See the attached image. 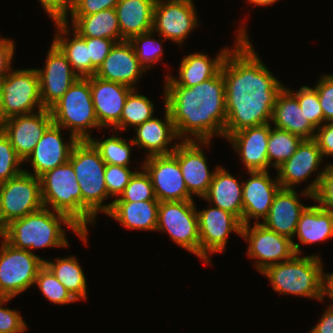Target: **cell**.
Returning <instances> with one entry per match:
<instances>
[{"label":"cell","instance_id":"1f68e13d","mask_svg":"<svg viewBox=\"0 0 333 333\" xmlns=\"http://www.w3.org/2000/svg\"><path fill=\"white\" fill-rule=\"evenodd\" d=\"M68 25V20L55 22L57 31L52 42L62 51L72 70L80 78L91 77L92 63L91 58H89V47H87L86 41L75 31H72L71 36L73 35V37L68 38L71 31Z\"/></svg>","mask_w":333,"mask_h":333},{"label":"cell","instance_id":"2e32d148","mask_svg":"<svg viewBox=\"0 0 333 333\" xmlns=\"http://www.w3.org/2000/svg\"><path fill=\"white\" fill-rule=\"evenodd\" d=\"M178 142L172 155L178 160L186 188L192 197L195 195L203 199L209 191L215 170L209 171L207 158L201 148L209 147L211 142L195 140H178Z\"/></svg>","mask_w":333,"mask_h":333},{"label":"cell","instance_id":"db71d44e","mask_svg":"<svg viewBox=\"0 0 333 333\" xmlns=\"http://www.w3.org/2000/svg\"><path fill=\"white\" fill-rule=\"evenodd\" d=\"M309 333H333V303L327 307L318 323L312 327Z\"/></svg>","mask_w":333,"mask_h":333},{"label":"cell","instance_id":"ba28073f","mask_svg":"<svg viewBox=\"0 0 333 333\" xmlns=\"http://www.w3.org/2000/svg\"><path fill=\"white\" fill-rule=\"evenodd\" d=\"M0 247V297L14 298L35 284L44 259L17 249L3 238Z\"/></svg>","mask_w":333,"mask_h":333},{"label":"cell","instance_id":"f546056e","mask_svg":"<svg viewBox=\"0 0 333 333\" xmlns=\"http://www.w3.org/2000/svg\"><path fill=\"white\" fill-rule=\"evenodd\" d=\"M156 0H120L116 7L121 41L152 31Z\"/></svg>","mask_w":333,"mask_h":333},{"label":"cell","instance_id":"d590c367","mask_svg":"<svg viewBox=\"0 0 333 333\" xmlns=\"http://www.w3.org/2000/svg\"><path fill=\"white\" fill-rule=\"evenodd\" d=\"M133 89L125 102L120 121L113 127L116 131L127 130L128 127L134 128L141 125L153 117L154 103L145 95L138 94Z\"/></svg>","mask_w":333,"mask_h":333},{"label":"cell","instance_id":"277c9868","mask_svg":"<svg viewBox=\"0 0 333 333\" xmlns=\"http://www.w3.org/2000/svg\"><path fill=\"white\" fill-rule=\"evenodd\" d=\"M262 275L266 276L273 290L280 294H290L325 299L329 293V283L333 273H324L320 256L295 254L291 259L268 266Z\"/></svg>","mask_w":333,"mask_h":333},{"label":"cell","instance_id":"f5cc1de1","mask_svg":"<svg viewBox=\"0 0 333 333\" xmlns=\"http://www.w3.org/2000/svg\"><path fill=\"white\" fill-rule=\"evenodd\" d=\"M15 45L11 38H0V81L13 69Z\"/></svg>","mask_w":333,"mask_h":333},{"label":"cell","instance_id":"7bdbcfd3","mask_svg":"<svg viewBox=\"0 0 333 333\" xmlns=\"http://www.w3.org/2000/svg\"><path fill=\"white\" fill-rule=\"evenodd\" d=\"M298 100L306 119L315 128L324 124V114L320 105L317 91L308 86H301L298 91L288 89Z\"/></svg>","mask_w":333,"mask_h":333},{"label":"cell","instance_id":"11a10c76","mask_svg":"<svg viewBox=\"0 0 333 333\" xmlns=\"http://www.w3.org/2000/svg\"><path fill=\"white\" fill-rule=\"evenodd\" d=\"M9 223L6 221V218L3 214L2 206H1V195H0V237L2 238L8 229Z\"/></svg>","mask_w":333,"mask_h":333},{"label":"cell","instance_id":"4fadbf2b","mask_svg":"<svg viewBox=\"0 0 333 333\" xmlns=\"http://www.w3.org/2000/svg\"><path fill=\"white\" fill-rule=\"evenodd\" d=\"M195 10L193 0H156L152 31L181 45L198 26Z\"/></svg>","mask_w":333,"mask_h":333},{"label":"cell","instance_id":"9f6ffc18","mask_svg":"<svg viewBox=\"0 0 333 333\" xmlns=\"http://www.w3.org/2000/svg\"><path fill=\"white\" fill-rule=\"evenodd\" d=\"M7 119L8 118L6 117V114L4 112V104H3V100H2V90H1V85H0V129L3 128Z\"/></svg>","mask_w":333,"mask_h":333},{"label":"cell","instance_id":"60d3db41","mask_svg":"<svg viewBox=\"0 0 333 333\" xmlns=\"http://www.w3.org/2000/svg\"><path fill=\"white\" fill-rule=\"evenodd\" d=\"M34 285L39 287L45 298L56 305L77 301L45 265L39 270Z\"/></svg>","mask_w":333,"mask_h":333},{"label":"cell","instance_id":"681fc988","mask_svg":"<svg viewBox=\"0 0 333 333\" xmlns=\"http://www.w3.org/2000/svg\"><path fill=\"white\" fill-rule=\"evenodd\" d=\"M120 0H73L71 16H87L115 8Z\"/></svg>","mask_w":333,"mask_h":333},{"label":"cell","instance_id":"7dc6e473","mask_svg":"<svg viewBox=\"0 0 333 333\" xmlns=\"http://www.w3.org/2000/svg\"><path fill=\"white\" fill-rule=\"evenodd\" d=\"M318 94L324 114V123L333 121V74H325L313 87Z\"/></svg>","mask_w":333,"mask_h":333},{"label":"cell","instance_id":"d4e9b609","mask_svg":"<svg viewBox=\"0 0 333 333\" xmlns=\"http://www.w3.org/2000/svg\"><path fill=\"white\" fill-rule=\"evenodd\" d=\"M164 110V121L153 116L151 119L134 128L136 136L134 139L131 138V140L139 148L147 150L146 158L172 154L177 147L178 142L173 144L174 146L171 145L169 147L170 143L172 144L175 139L179 138L176 134L169 109L164 106Z\"/></svg>","mask_w":333,"mask_h":333},{"label":"cell","instance_id":"d6a6232c","mask_svg":"<svg viewBox=\"0 0 333 333\" xmlns=\"http://www.w3.org/2000/svg\"><path fill=\"white\" fill-rule=\"evenodd\" d=\"M301 244H314L333 237V213L315 204L301 213L295 231Z\"/></svg>","mask_w":333,"mask_h":333},{"label":"cell","instance_id":"44dd1931","mask_svg":"<svg viewBox=\"0 0 333 333\" xmlns=\"http://www.w3.org/2000/svg\"><path fill=\"white\" fill-rule=\"evenodd\" d=\"M271 123L249 127L230 134L226 139L232 144L248 172L269 171L267 154Z\"/></svg>","mask_w":333,"mask_h":333},{"label":"cell","instance_id":"4316f807","mask_svg":"<svg viewBox=\"0 0 333 333\" xmlns=\"http://www.w3.org/2000/svg\"><path fill=\"white\" fill-rule=\"evenodd\" d=\"M229 51L228 47L223 48L213 60L199 52L184 56L178 70L179 78L169 73L165 77L164 86L192 87L214 77L221 70Z\"/></svg>","mask_w":333,"mask_h":333},{"label":"cell","instance_id":"f1b7e54d","mask_svg":"<svg viewBox=\"0 0 333 333\" xmlns=\"http://www.w3.org/2000/svg\"><path fill=\"white\" fill-rule=\"evenodd\" d=\"M204 200L237 216L242 222L243 183L223 167H216L209 191Z\"/></svg>","mask_w":333,"mask_h":333},{"label":"cell","instance_id":"7402d4cb","mask_svg":"<svg viewBox=\"0 0 333 333\" xmlns=\"http://www.w3.org/2000/svg\"><path fill=\"white\" fill-rule=\"evenodd\" d=\"M91 97L101 127H114L121 119L123 107L131 87L121 83L90 77Z\"/></svg>","mask_w":333,"mask_h":333},{"label":"cell","instance_id":"8fae6325","mask_svg":"<svg viewBox=\"0 0 333 333\" xmlns=\"http://www.w3.org/2000/svg\"><path fill=\"white\" fill-rule=\"evenodd\" d=\"M2 100L7 118L44 109L40 96L39 76L34 69L11 70L1 81Z\"/></svg>","mask_w":333,"mask_h":333},{"label":"cell","instance_id":"83f0119b","mask_svg":"<svg viewBox=\"0 0 333 333\" xmlns=\"http://www.w3.org/2000/svg\"><path fill=\"white\" fill-rule=\"evenodd\" d=\"M271 122L274 127L286 130L303 140L314 139L316 129L306 119L297 98L285 86L273 107Z\"/></svg>","mask_w":333,"mask_h":333},{"label":"cell","instance_id":"f907efd6","mask_svg":"<svg viewBox=\"0 0 333 333\" xmlns=\"http://www.w3.org/2000/svg\"><path fill=\"white\" fill-rule=\"evenodd\" d=\"M54 22H65L73 8V0H38Z\"/></svg>","mask_w":333,"mask_h":333},{"label":"cell","instance_id":"ac0fdd59","mask_svg":"<svg viewBox=\"0 0 333 333\" xmlns=\"http://www.w3.org/2000/svg\"><path fill=\"white\" fill-rule=\"evenodd\" d=\"M52 123L50 110L40 109L34 113L8 118L2 131L24 162Z\"/></svg>","mask_w":333,"mask_h":333},{"label":"cell","instance_id":"ee69618b","mask_svg":"<svg viewBox=\"0 0 333 333\" xmlns=\"http://www.w3.org/2000/svg\"><path fill=\"white\" fill-rule=\"evenodd\" d=\"M23 160L17 155L7 135L0 129V184L22 173Z\"/></svg>","mask_w":333,"mask_h":333},{"label":"cell","instance_id":"7a4b0ae2","mask_svg":"<svg viewBox=\"0 0 333 333\" xmlns=\"http://www.w3.org/2000/svg\"><path fill=\"white\" fill-rule=\"evenodd\" d=\"M164 104L169 109L181 141H211L224 137L226 124L225 82L221 70L192 87L164 86Z\"/></svg>","mask_w":333,"mask_h":333},{"label":"cell","instance_id":"6f0895ef","mask_svg":"<svg viewBox=\"0 0 333 333\" xmlns=\"http://www.w3.org/2000/svg\"><path fill=\"white\" fill-rule=\"evenodd\" d=\"M248 1V3H250L251 5H257V6H268V5H272L276 2H278L279 0H246Z\"/></svg>","mask_w":333,"mask_h":333},{"label":"cell","instance_id":"816d5d0a","mask_svg":"<svg viewBox=\"0 0 333 333\" xmlns=\"http://www.w3.org/2000/svg\"><path fill=\"white\" fill-rule=\"evenodd\" d=\"M314 140L317 142L323 158L333 156V121L326 122L317 128Z\"/></svg>","mask_w":333,"mask_h":333},{"label":"cell","instance_id":"6da1fadb","mask_svg":"<svg viewBox=\"0 0 333 333\" xmlns=\"http://www.w3.org/2000/svg\"><path fill=\"white\" fill-rule=\"evenodd\" d=\"M245 28L237 29L236 45L221 66L225 82V138L245 128L271 123L277 96L285 87L261 61Z\"/></svg>","mask_w":333,"mask_h":333},{"label":"cell","instance_id":"e0dca14e","mask_svg":"<svg viewBox=\"0 0 333 333\" xmlns=\"http://www.w3.org/2000/svg\"><path fill=\"white\" fill-rule=\"evenodd\" d=\"M45 61V66L36 70L43 108L50 109L80 77L72 70L65 55L53 42Z\"/></svg>","mask_w":333,"mask_h":333},{"label":"cell","instance_id":"e575fe53","mask_svg":"<svg viewBox=\"0 0 333 333\" xmlns=\"http://www.w3.org/2000/svg\"><path fill=\"white\" fill-rule=\"evenodd\" d=\"M74 256L44 260V265L54 274L57 280L78 300L87 299L86 275Z\"/></svg>","mask_w":333,"mask_h":333},{"label":"cell","instance_id":"5b68a950","mask_svg":"<svg viewBox=\"0 0 333 333\" xmlns=\"http://www.w3.org/2000/svg\"><path fill=\"white\" fill-rule=\"evenodd\" d=\"M71 162L82 194V231L94 224L100 212L107 213L112 206L103 204L109 198L105 183L106 164L90 140H78L72 149Z\"/></svg>","mask_w":333,"mask_h":333},{"label":"cell","instance_id":"52a82bcc","mask_svg":"<svg viewBox=\"0 0 333 333\" xmlns=\"http://www.w3.org/2000/svg\"><path fill=\"white\" fill-rule=\"evenodd\" d=\"M39 178L44 207L67 215L82 230V194L71 162Z\"/></svg>","mask_w":333,"mask_h":333},{"label":"cell","instance_id":"bcb514c9","mask_svg":"<svg viewBox=\"0 0 333 333\" xmlns=\"http://www.w3.org/2000/svg\"><path fill=\"white\" fill-rule=\"evenodd\" d=\"M11 299L0 297V333H25L28 327L20 313L4 307Z\"/></svg>","mask_w":333,"mask_h":333},{"label":"cell","instance_id":"603a6c76","mask_svg":"<svg viewBox=\"0 0 333 333\" xmlns=\"http://www.w3.org/2000/svg\"><path fill=\"white\" fill-rule=\"evenodd\" d=\"M145 71L136 57L132 44L124 40L114 44L95 76L135 89Z\"/></svg>","mask_w":333,"mask_h":333},{"label":"cell","instance_id":"8d00e7d4","mask_svg":"<svg viewBox=\"0 0 333 333\" xmlns=\"http://www.w3.org/2000/svg\"><path fill=\"white\" fill-rule=\"evenodd\" d=\"M303 139L286 130L271 127L267 154L270 164L276 169L288 160L297 150Z\"/></svg>","mask_w":333,"mask_h":333},{"label":"cell","instance_id":"4dcf8cb0","mask_svg":"<svg viewBox=\"0 0 333 333\" xmlns=\"http://www.w3.org/2000/svg\"><path fill=\"white\" fill-rule=\"evenodd\" d=\"M159 203L158 200L112 202L106 214L128 229L156 231Z\"/></svg>","mask_w":333,"mask_h":333},{"label":"cell","instance_id":"9c48e42d","mask_svg":"<svg viewBox=\"0 0 333 333\" xmlns=\"http://www.w3.org/2000/svg\"><path fill=\"white\" fill-rule=\"evenodd\" d=\"M193 200L160 202L156 231L168 232L178 246L200 258L197 208Z\"/></svg>","mask_w":333,"mask_h":333},{"label":"cell","instance_id":"f6af8a7d","mask_svg":"<svg viewBox=\"0 0 333 333\" xmlns=\"http://www.w3.org/2000/svg\"><path fill=\"white\" fill-rule=\"evenodd\" d=\"M137 171L133 172L129 167L106 164L104 175L108 196L118 198Z\"/></svg>","mask_w":333,"mask_h":333},{"label":"cell","instance_id":"7c38bea8","mask_svg":"<svg viewBox=\"0 0 333 333\" xmlns=\"http://www.w3.org/2000/svg\"><path fill=\"white\" fill-rule=\"evenodd\" d=\"M0 195L3 214L8 223L44 207L40 178L25 169L0 184Z\"/></svg>","mask_w":333,"mask_h":333},{"label":"cell","instance_id":"d6986e66","mask_svg":"<svg viewBox=\"0 0 333 333\" xmlns=\"http://www.w3.org/2000/svg\"><path fill=\"white\" fill-rule=\"evenodd\" d=\"M250 178L243 183L242 224H250L253 219L260 223L268 215L275 195L281 189L277 176L272 179L268 171L248 172Z\"/></svg>","mask_w":333,"mask_h":333},{"label":"cell","instance_id":"cb8c5ba5","mask_svg":"<svg viewBox=\"0 0 333 333\" xmlns=\"http://www.w3.org/2000/svg\"><path fill=\"white\" fill-rule=\"evenodd\" d=\"M323 161L321 150L314 139L303 140L295 153L277 168V179L281 188L295 189V185L307 181L318 172Z\"/></svg>","mask_w":333,"mask_h":333},{"label":"cell","instance_id":"c3c4849f","mask_svg":"<svg viewBox=\"0 0 333 333\" xmlns=\"http://www.w3.org/2000/svg\"><path fill=\"white\" fill-rule=\"evenodd\" d=\"M82 38L86 41L87 47H89V58H91L92 63V76H94L116 42L107 38Z\"/></svg>","mask_w":333,"mask_h":333},{"label":"cell","instance_id":"f35d334b","mask_svg":"<svg viewBox=\"0 0 333 333\" xmlns=\"http://www.w3.org/2000/svg\"><path fill=\"white\" fill-rule=\"evenodd\" d=\"M317 177L301 192V195L312 198L319 205L333 213V165L326 164Z\"/></svg>","mask_w":333,"mask_h":333},{"label":"cell","instance_id":"484cf974","mask_svg":"<svg viewBox=\"0 0 333 333\" xmlns=\"http://www.w3.org/2000/svg\"><path fill=\"white\" fill-rule=\"evenodd\" d=\"M300 201L296 189L281 188L274 197L268 215L260 223L293 241L300 215L307 207Z\"/></svg>","mask_w":333,"mask_h":333},{"label":"cell","instance_id":"74e56055","mask_svg":"<svg viewBox=\"0 0 333 333\" xmlns=\"http://www.w3.org/2000/svg\"><path fill=\"white\" fill-rule=\"evenodd\" d=\"M116 135L117 131L116 134L102 141L100 138L98 141V139H94L93 137L89 140L98 149L105 164L129 167V163H131V149L135 144L132 140L126 142V138L124 139Z\"/></svg>","mask_w":333,"mask_h":333},{"label":"cell","instance_id":"8992f818","mask_svg":"<svg viewBox=\"0 0 333 333\" xmlns=\"http://www.w3.org/2000/svg\"><path fill=\"white\" fill-rule=\"evenodd\" d=\"M49 110L53 123L78 140H89L90 128L102 129L94 110L90 77L78 78Z\"/></svg>","mask_w":333,"mask_h":333},{"label":"cell","instance_id":"ffe728a7","mask_svg":"<svg viewBox=\"0 0 333 333\" xmlns=\"http://www.w3.org/2000/svg\"><path fill=\"white\" fill-rule=\"evenodd\" d=\"M62 127L52 123L36 144L33 152L24 161L30 162L33 175L40 177L45 172L69 161L71 152L78 139L69 134L70 141L65 143L62 139Z\"/></svg>","mask_w":333,"mask_h":333},{"label":"cell","instance_id":"836d02e7","mask_svg":"<svg viewBox=\"0 0 333 333\" xmlns=\"http://www.w3.org/2000/svg\"><path fill=\"white\" fill-rule=\"evenodd\" d=\"M70 28L81 37L107 38L121 42L120 26L115 8L87 16H70Z\"/></svg>","mask_w":333,"mask_h":333},{"label":"cell","instance_id":"30bf717a","mask_svg":"<svg viewBox=\"0 0 333 333\" xmlns=\"http://www.w3.org/2000/svg\"><path fill=\"white\" fill-rule=\"evenodd\" d=\"M241 237L248 242L247 255L255 260V268L263 272L268 266L291 259L301 254L300 243L267 229L261 223L254 222L242 226Z\"/></svg>","mask_w":333,"mask_h":333},{"label":"cell","instance_id":"9a60e30c","mask_svg":"<svg viewBox=\"0 0 333 333\" xmlns=\"http://www.w3.org/2000/svg\"><path fill=\"white\" fill-rule=\"evenodd\" d=\"M140 168L150 176L159 202L193 200L186 188L178 160L172 154L148 157Z\"/></svg>","mask_w":333,"mask_h":333},{"label":"cell","instance_id":"5bb4252c","mask_svg":"<svg viewBox=\"0 0 333 333\" xmlns=\"http://www.w3.org/2000/svg\"><path fill=\"white\" fill-rule=\"evenodd\" d=\"M208 209L197 210L199 237H200V258L207 264L210 263V254L221 253L227 245V238L230 233H237L241 236L242 222L230 213L212 204Z\"/></svg>","mask_w":333,"mask_h":333},{"label":"cell","instance_id":"680465c9","mask_svg":"<svg viewBox=\"0 0 333 333\" xmlns=\"http://www.w3.org/2000/svg\"><path fill=\"white\" fill-rule=\"evenodd\" d=\"M328 298H330L333 301V274H332V277H331L330 283H329Z\"/></svg>","mask_w":333,"mask_h":333},{"label":"cell","instance_id":"ab89813d","mask_svg":"<svg viewBox=\"0 0 333 333\" xmlns=\"http://www.w3.org/2000/svg\"><path fill=\"white\" fill-rule=\"evenodd\" d=\"M154 32L150 31L144 34L132 37L129 42L132 44L136 57L146 71L152 68L154 63L163 59L162 38L153 39Z\"/></svg>","mask_w":333,"mask_h":333},{"label":"cell","instance_id":"b9f144b4","mask_svg":"<svg viewBox=\"0 0 333 333\" xmlns=\"http://www.w3.org/2000/svg\"><path fill=\"white\" fill-rule=\"evenodd\" d=\"M157 200L154 194L153 184L150 176L142 168L137 171L124 189L123 193L112 202H137Z\"/></svg>","mask_w":333,"mask_h":333},{"label":"cell","instance_id":"3957f363","mask_svg":"<svg viewBox=\"0 0 333 333\" xmlns=\"http://www.w3.org/2000/svg\"><path fill=\"white\" fill-rule=\"evenodd\" d=\"M61 225L68 226L87 245L88 232H83L67 215L46 207L11 221L2 238L14 248L31 253L34 248H66L69 242Z\"/></svg>","mask_w":333,"mask_h":333}]
</instances>
